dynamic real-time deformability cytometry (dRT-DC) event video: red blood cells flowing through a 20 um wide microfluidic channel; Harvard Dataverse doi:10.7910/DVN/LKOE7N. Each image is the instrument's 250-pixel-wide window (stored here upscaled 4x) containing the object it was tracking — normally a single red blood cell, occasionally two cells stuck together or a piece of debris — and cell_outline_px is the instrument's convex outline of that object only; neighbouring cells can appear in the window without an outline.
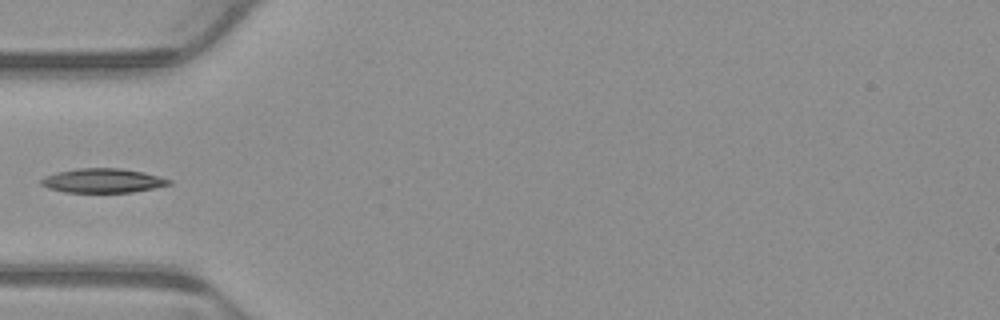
{"species": "common noctule bat (a hibernating species)", "species_latin": "Nyctalus noctula", "temperature_condition": "warm", "stored_images_in_passage": 3, "camera_frame_rate_fps": 3000, "um_per_image_px": 0.085, "animal": {"sex": "male", "body_mass_g": 23.1, "forearm_length_mm": 52.7}, "frame": {"image": 1, "passage_image": 2, "time_ms": 0.333, "image_size_px": [1000, 320], "cell_outline_px": [[172, 184], [132, 192], [64, 192], [48, 188], [40, 184], [40, 180], [44, 176], [56, 172], [76, 168], [120, 168], [144, 172], [160, 176], [172, 180]], "centroid_in_image_um": [8.72, 15.34], "position_along_channel_um": 76.3, "area_um2": 18.15}}
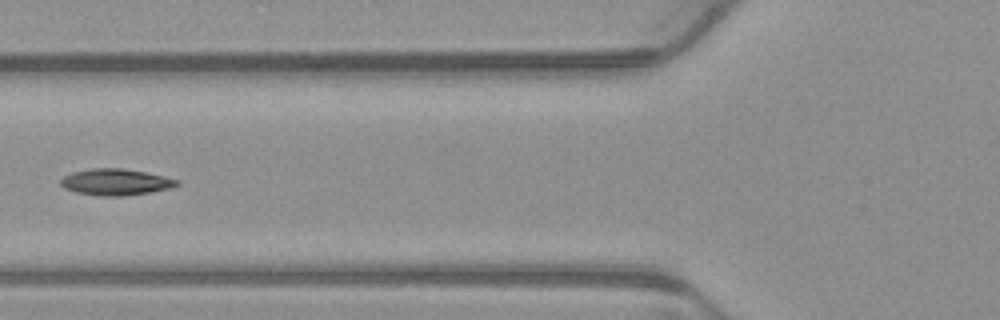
{"frame": {"image": 2, "passage_image": 3, "time_ms": 0.667, "image_size_px": [1000, 320], "cell_outline_px": [[180, 184], [172, 188], [152, 192], [120, 196], [100, 196], [76, 192], [64, 188], [60, 184], [60, 180], [64, 176], [72, 172], [92, 168], [120, 168], [144, 172], [164, 176], [180, 180]], "centroid_in_image_um": [9.85, 15.48], "position_along_channel_um": 116.0, "area_um2": 17.92}}